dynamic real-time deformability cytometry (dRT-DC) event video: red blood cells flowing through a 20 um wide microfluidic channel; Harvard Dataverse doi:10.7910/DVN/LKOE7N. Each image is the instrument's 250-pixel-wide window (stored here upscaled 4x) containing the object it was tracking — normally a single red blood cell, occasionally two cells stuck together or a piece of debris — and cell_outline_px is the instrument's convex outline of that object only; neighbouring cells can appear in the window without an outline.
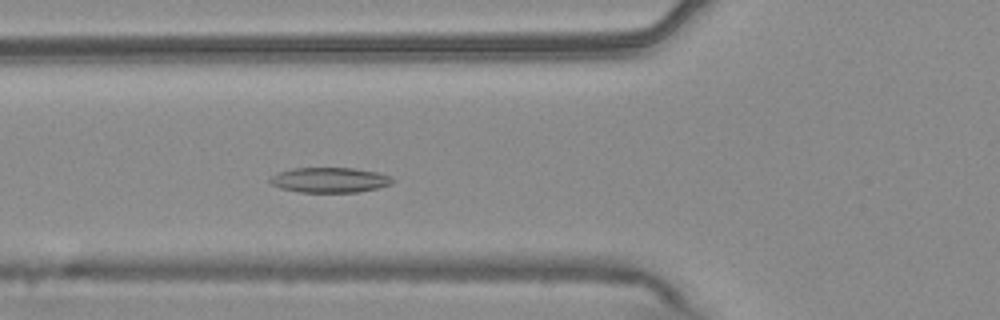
{"species": "common noctule bat (a hibernating species)", "species_latin": "Nyctalus noctula", "temperature_condition": "warm", "stored_images_in_passage": 51, "camera_frame_rate_fps": 3000, "um_per_image_px": 0.085, "animal": {"sex": "male", "body_mass_g": 20.4}, "frame": {"image": 1, "passage_image": 15, "time_ms": 4.667, "image_size_px": [1000, 320], "cell_outline_px": [[396, 180], [392, 184], [376, 188], [356, 192], [300, 192], [280, 188], [272, 184], [268, 180], [272, 176], [280, 172], [292, 168], [352, 168], [376, 172], [392, 176]], "centroid_in_image_um": [28.05, 15.3], "position_along_channel_um": 97.8, "area_um2": 17.86}}
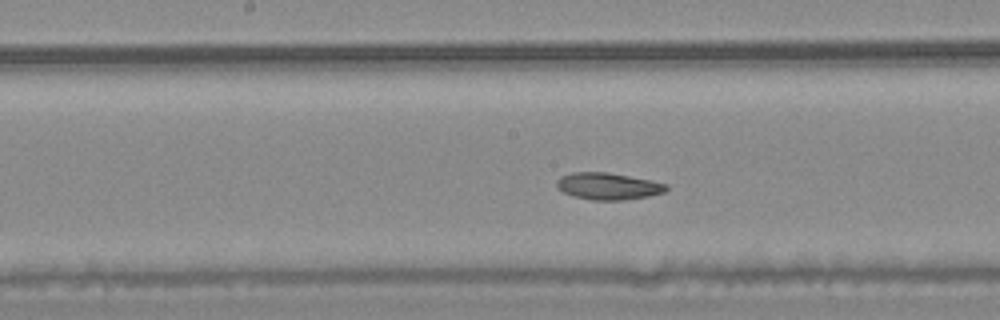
{"frame": {"image": 2, "passage_image": 23, "time_ms": 7.333, "image_size_px": [1000, 320], "cell_outline_px": [[668, 188], [664, 192], [648, 196], [624, 200], [592, 200], [572, 196], [556, 188], [556, 180], [560, 176], [572, 172], [608, 172], [668, 184]], "centroid_in_image_um": [51.64, 15.82], "position_along_channel_um": 196.6, "area_um2": 17.17}}
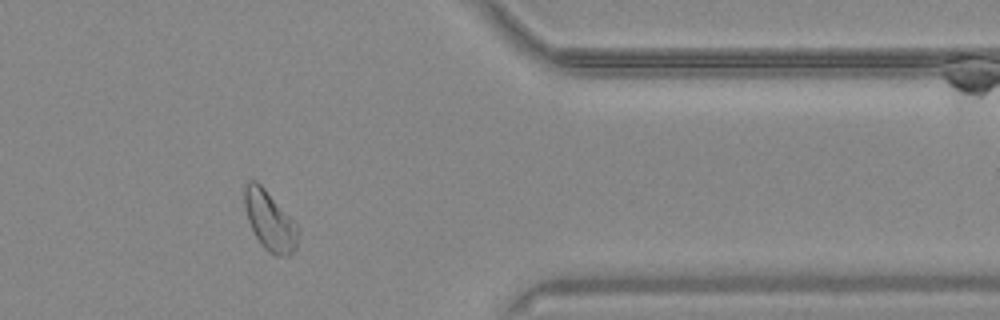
{"frame": {"image": 3, "passage_image": 40, "time_ms": 13.0, "image_size_px": [1000, 320], "cell_outline_px": [[300, 228], [296, 248], [288, 256], [276, 256], [268, 252], [264, 248], [256, 236], [248, 220], [244, 204], [244, 184], [248, 180], [256, 180], [264, 188]], "centroid_in_image_um": [22.93, 18.77], "position_along_channel_um": 388.5, "area_um2": 18.44}}